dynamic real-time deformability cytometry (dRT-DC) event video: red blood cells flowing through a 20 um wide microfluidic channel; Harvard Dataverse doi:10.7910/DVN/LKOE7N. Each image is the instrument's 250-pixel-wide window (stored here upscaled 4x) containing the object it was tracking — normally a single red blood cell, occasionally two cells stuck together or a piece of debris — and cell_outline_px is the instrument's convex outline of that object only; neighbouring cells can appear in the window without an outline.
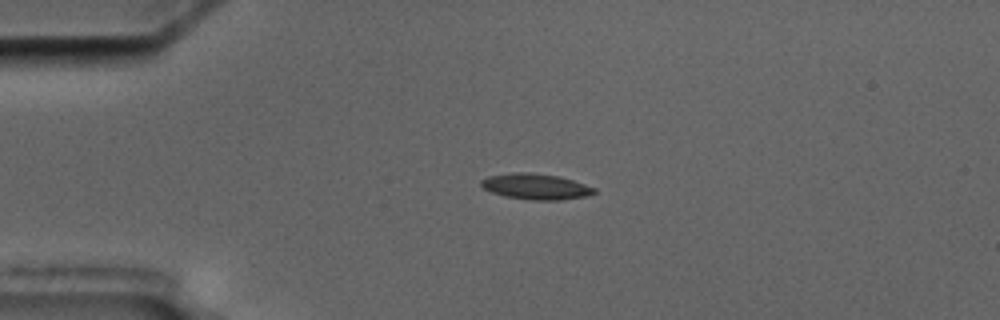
{"species": "common noctule bat (a hibernating species)", "species_latin": "Nyctalus noctula", "temperature_condition": "cold", "stored_images_in_passage": 4, "camera_frame_rate_fps": 3000, "um_per_image_px": 0.085, "animal": {"sex": "male", "body_mass_g": 17.5, "forearm_length_mm": 52.3}, "frame": {"image": 1, "passage_image": 3, "time_ms": 3.333, "image_size_px": [1000, 320], "cell_outline_px": [[596, 192], [588, 196], [560, 200], [532, 200], [504, 196], [492, 192], [484, 188], [480, 184], [480, 180], [488, 176], [512, 172], [528, 172], [560, 176], [596, 188]], "centroid_in_image_um": [45.54, 15.85], "position_along_channel_um": 39.5, "area_um2": 17.05}}